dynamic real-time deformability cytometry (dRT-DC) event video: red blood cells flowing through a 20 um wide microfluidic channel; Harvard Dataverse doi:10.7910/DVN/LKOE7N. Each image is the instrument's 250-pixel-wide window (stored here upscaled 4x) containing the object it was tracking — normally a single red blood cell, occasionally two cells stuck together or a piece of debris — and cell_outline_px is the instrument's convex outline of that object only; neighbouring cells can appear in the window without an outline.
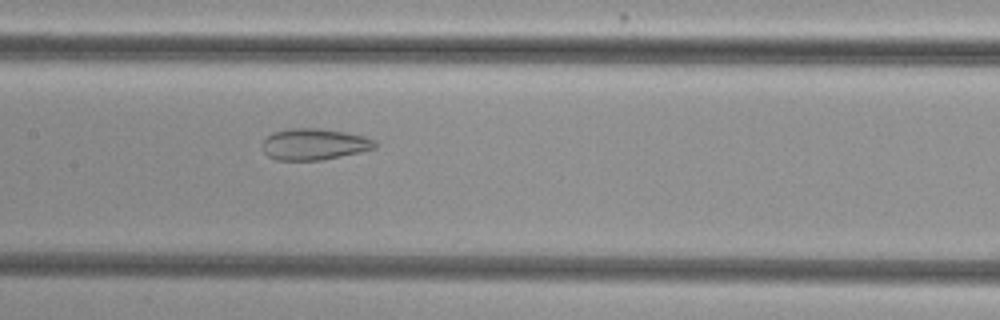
{"species": "common noctule bat (a hibernating species)", "species_latin": "Nyctalus noctula", "temperature_condition": "cold", "stored_images_in_passage": 41, "camera_frame_rate_fps": 3000, "um_per_image_px": 0.085, "animal": {"sex": "female", "body_mass_g": 29.2, "forearm_length_mm": 56.3}, "frame": {"image": 1, "passage_image": 19, "time_ms": 6.0, "image_size_px": [1000, 320], "cell_outline_px": [[376, 148], [360, 152], [320, 160], [276, 160], [268, 156], [264, 152], [264, 140], [272, 132], [288, 128], [320, 128], [344, 132], [364, 136], [376, 140]], "centroid_in_image_um": [26.71, 12.25], "position_along_channel_um": 180.7, "area_um2": 20.52}}
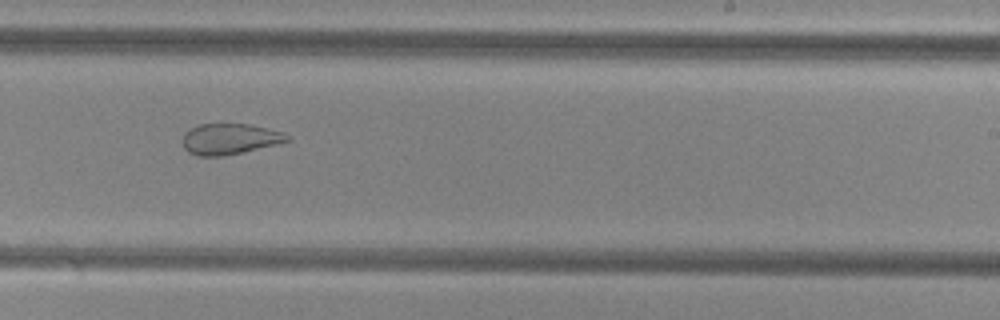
{"frame": {"image": 2, "passage_image": 26, "time_ms": 8.333, "image_size_px": [1000, 320], "cell_outline_px": [[292, 140], [276, 144], [224, 156], [196, 156], [188, 152], [184, 148], [184, 132], [200, 124], [252, 124], [284, 132], [292, 136]], "centroid_in_image_um": [19.57, 11.81], "position_along_channel_um": 269.4, "area_um2": 18.84}}
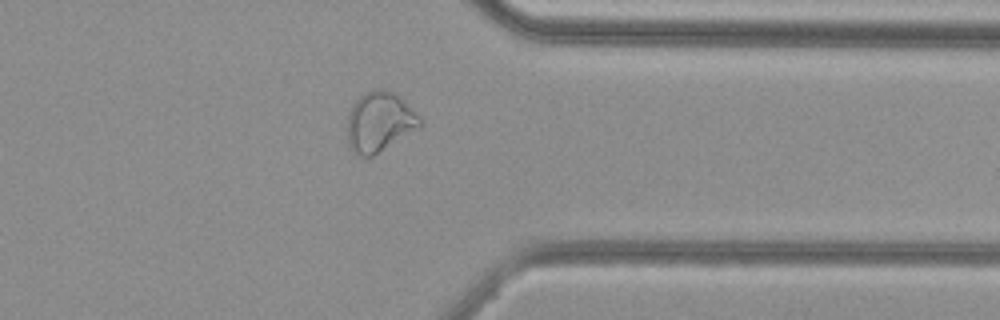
{"frame": {"image": 3, "passage_image": 35, "time_ms": 11.333, "image_size_px": [1000, 320], "cell_outline_px": [[424, 124], [420, 128], [372, 156], [360, 156], [352, 152], [348, 148], [348, 112], [352, 104], [364, 92], [372, 88], [380, 88], [392, 92], [400, 96], [424, 120]], "centroid_in_image_um": [32.27, 10.34], "position_along_channel_um": 379.1, "area_um2": 25.78}}